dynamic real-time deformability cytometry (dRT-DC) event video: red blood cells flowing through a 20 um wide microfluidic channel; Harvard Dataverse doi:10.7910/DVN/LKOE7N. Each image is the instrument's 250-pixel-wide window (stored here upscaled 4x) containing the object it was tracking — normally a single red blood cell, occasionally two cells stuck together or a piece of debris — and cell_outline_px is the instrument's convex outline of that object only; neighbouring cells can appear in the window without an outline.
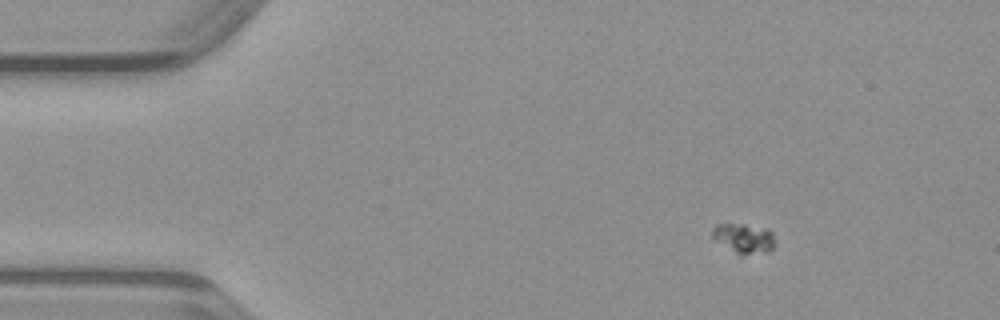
{"species": "common noctule bat (a hibernating species)", "species_latin": "Nyctalus noctula", "temperature_condition": "warm", "stored_images_in_passage": 50, "camera_frame_rate_fps": 3000, "um_per_image_px": 0.085, "animal": {"sex": "male", "body_mass_g": 23.1, "forearm_length_mm": 52.7}, "frame": {"image": 1, "passage_image": 8, "time_ms": 2.333, "image_size_px": [1000, 320], "cell_outline_px": [[776, 244], [768, 252], [740, 256], [712, 240], [712, 228], [716, 224], [728, 220], [768, 228], [772, 232], [776, 240]], "centroid_in_image_um": [63.19, 20.22], "position_along_channel_um": 21.8, "area_um2": 11.91}}
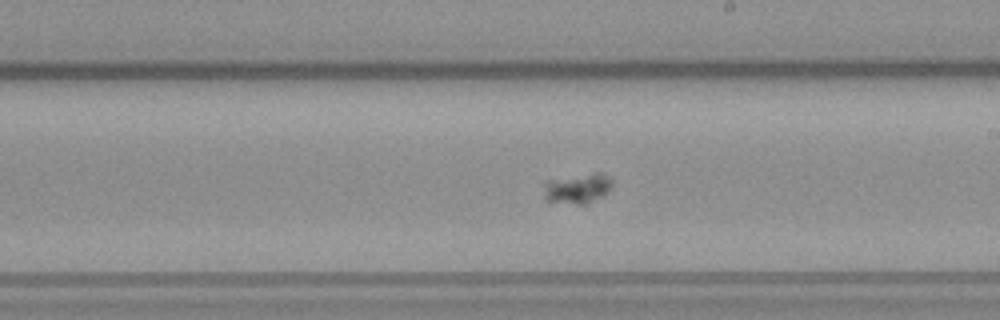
{"frame": {"image": 2, "passage_image": 29, "time_ms": 9.333, "image_size_px": [1000, 320], "cell_outline_px": [[612, 184], [608, 192], [584, 204], [576, 204], [544, 200], [544, 180], [596, 172], [600, 172], [608, 176], [612, 180]], "centroid_in_image_um": [49.05, 15.99], "position_along_channel_um": 239.9, "area_um2": 11.96}}
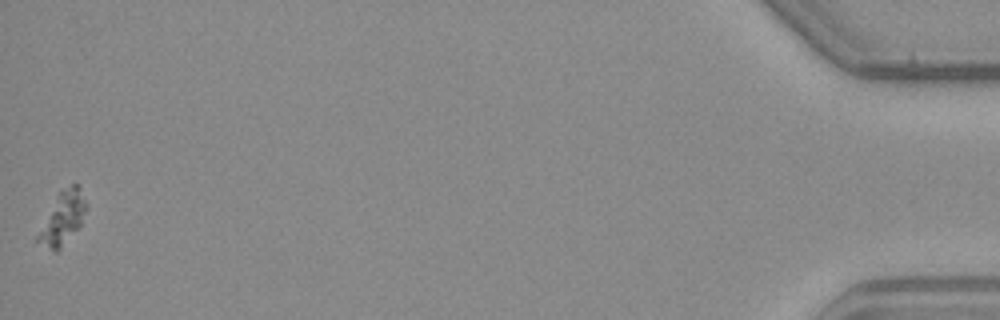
{"frame": {"image": 3, "passage_image": 50, "time_ms": 16.333, "image_size_px": [1000, 320], "cell_outline_px": [[88, 208], [80, 224], [60, 248], [56, 252], [36, 240], [36, 236], [60, 188], [72, 184], [76, 184], [80, 188], [88, 204]], "centroid_in_image_um": [5.35, 18.47], "position_along_channel_um": 429.8, "area_um2": 14.45}}